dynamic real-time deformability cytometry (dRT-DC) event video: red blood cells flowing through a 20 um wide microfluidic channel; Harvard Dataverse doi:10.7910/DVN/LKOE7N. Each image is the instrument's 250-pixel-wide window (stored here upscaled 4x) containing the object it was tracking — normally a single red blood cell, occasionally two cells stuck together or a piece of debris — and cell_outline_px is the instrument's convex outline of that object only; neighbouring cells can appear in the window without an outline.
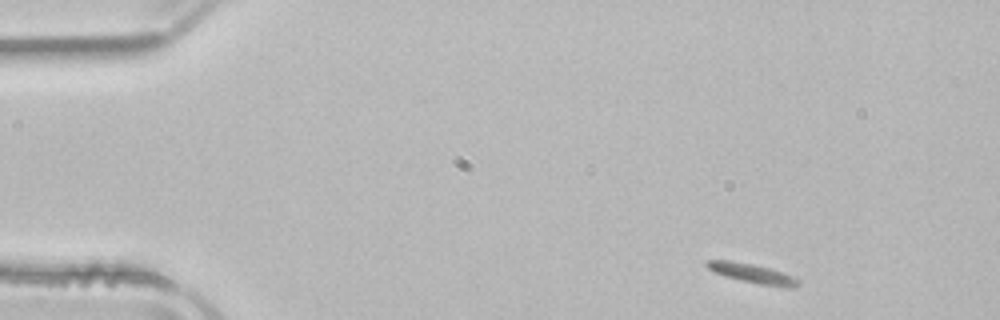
{"species": "common noctule bat (a hibernating species)", "species_latin": "Nyctalus noctula", "temperature_condition": "room temperature", "stored_images_in_passage": 49, "camera_frame_rate_fps": 3000, "um_per_image_px": 0.085, "animal": {"sex": "male", "body_mass_g": 21.5, "forearm_length_mm": 52.0}, "frame": {"image": 1, "passage_image": 1, "time_ms": 0.0, "image_size_px": [1000, 320], "cell_outline_px": [[800, 284], [796, 288], [788, 288], [760, 284], [740, 280], [724, 276], [712, 272], [704, 264], [708, 260], [728, 260], [752, 264], [768, 268], [780, 272], [800, 280]], "centroid_in_image_um": [63.92, 23.25], "position_along_channel_um": 21.1, "area_um2": 10.29}}
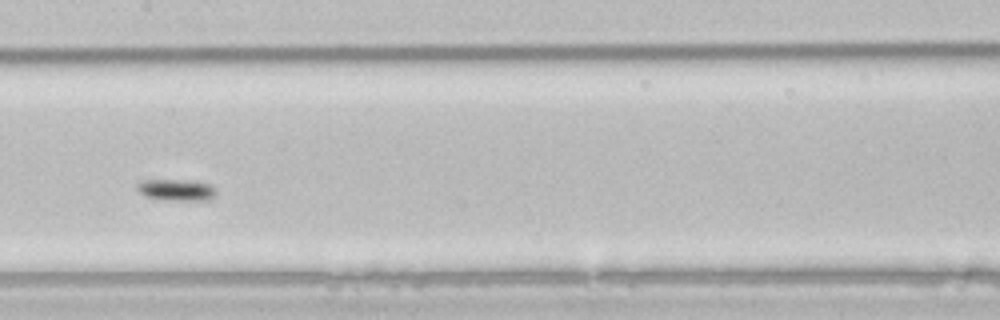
{"frame": {"image": 2, "passage_image": 22, "time_ms": 7.0, "image_size_px": [1000, 320], "cell_outline_px": [[216, 196], [212, 200], [172, 200], [144, 196], [136, 188], [136, 184], [144, 180], [196, 180], [212, 184], [216, 188]], "centroid_in_image_um": [15.08, 16.13], "position_along_channel_um": 192.3, "area_um2": 10.12}}
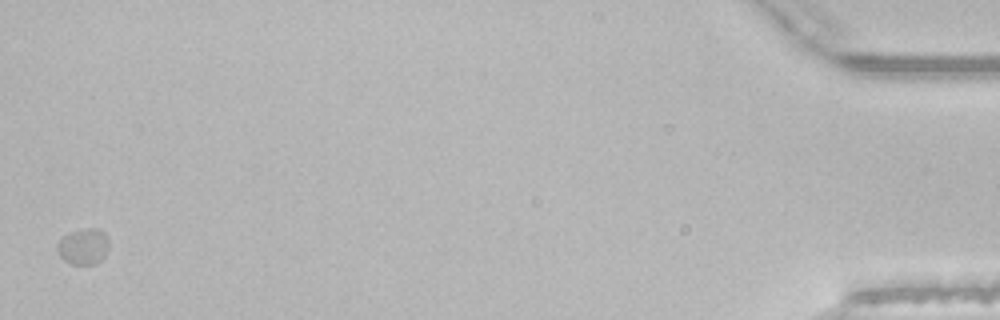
{"frame": {"image": 3, "passage_image": 49, "time_ms": 16.0, "image_size_px": [1000, 320], "cell_outline_px": [[108, 248], [104, 256], [96, 264], [72, 264], [64, 260], [60, 256], [56, 248], [56, 244], [64, 236], [80, 228], [96, 228], [104, 232], [108, 240]], "centroid_in_image_um": [7.08, 20.94], "position_along_channel_um": 428.1, "area_um2": 10.81}, "authors_computed_cell_mechanics": {"area_um2": 10.0572, "velocity_mm_per_s": 3.7127, "shape_relaxation_time_tau1_ms": 7.0482, "shape_relaxation_time_tau2_ms": null, "deformation_change_tau1": 0.3111, "deformation_change_tau2": null}}